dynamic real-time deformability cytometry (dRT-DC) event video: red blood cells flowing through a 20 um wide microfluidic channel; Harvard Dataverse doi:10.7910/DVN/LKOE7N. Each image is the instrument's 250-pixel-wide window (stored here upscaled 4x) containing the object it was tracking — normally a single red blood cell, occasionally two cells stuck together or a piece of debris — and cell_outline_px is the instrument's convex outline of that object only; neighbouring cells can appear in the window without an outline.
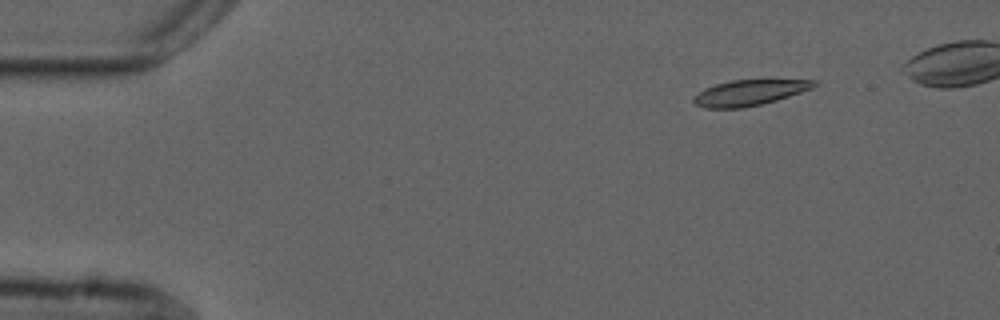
{"species": "common noctule bat (a hibernating species)", "species_latin": "Nyctalus noctula", "temperature_condition": "cold", "stored_images_in_passage": 7, "camera_frame_rate_fps": 3000, "um_per_image_px": 0.085, "animal": {"sex": "male", "forearm_length_mm": 52.5}, "frame": {"image": 1, "passage_image": 2, "time_ms": 1.333, "image_size_px": [1000, 320], "cell_outline_px": [[820, 84], [812, 88], [776, 100], [760, 104], [740, 108], [704, 108], [696, 104], [692, 100], [692, 96], [704, 88], [716, 84], [732, 80], [816, 80]], "centroid_in_image_um": [63.66, 7.87], "position_along_channel_um": 21.3, "area_um2": 17.86}}
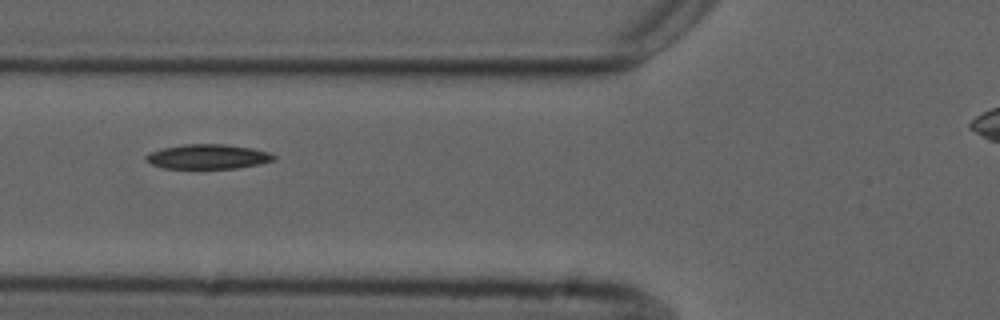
{"frame": {"image": 2, "passage_image": 6, "time_ms": 6.0, "image_size_px": [1000, 320], "cell_outline_px": [[276, 160], [236, 168], [164, 168], [152, 164], [144, 160], [144, 156], [160, 148], [184, 144], [228, 144], [252, 148], [268, 152], [276, 156]], "centroid_in_image_um": [17.65, 13.3], "position_along_channel_um": 108.2, "area_um2": 18.32}}
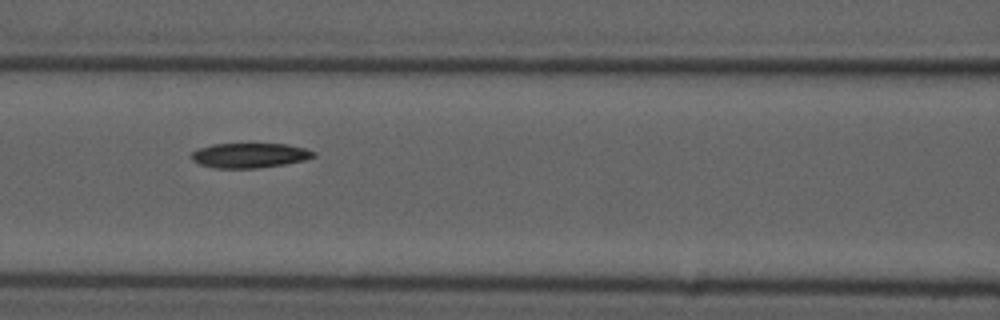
{"frame": {"image": 3, "passage_image": 7, "time_ms": 7.0, "image_size_px": [1000, 320], "cell_outline_px": [[316, 156], [304, 160], [284, 164], [256, 168], [216, 168], [200, 164], [192, 160], [192, 152], [200, 148], [212, 144], [288, 144], [304, 148], [316, 152]], "centroid_in_image_um": [21.24, 13.2], "position_along_channel_um": 145.4, "area_um2": 17.51}}